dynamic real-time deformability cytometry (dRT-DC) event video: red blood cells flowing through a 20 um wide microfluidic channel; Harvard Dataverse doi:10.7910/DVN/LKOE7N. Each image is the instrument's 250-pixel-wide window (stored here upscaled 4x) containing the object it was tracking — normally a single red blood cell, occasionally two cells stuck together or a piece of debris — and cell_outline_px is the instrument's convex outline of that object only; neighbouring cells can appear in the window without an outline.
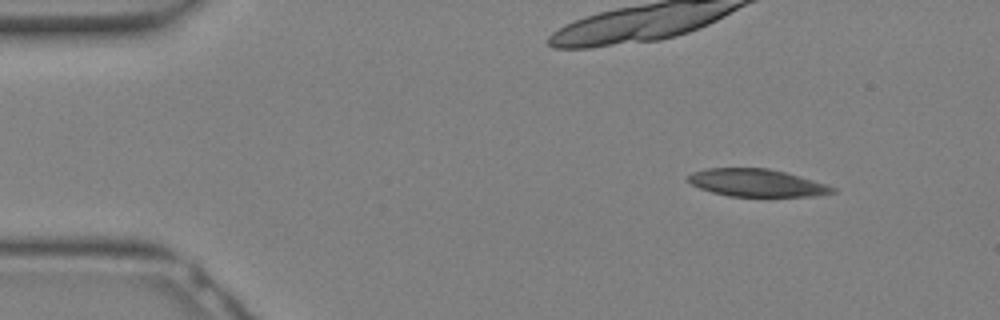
{"species": "Egyptian fruit bat (a non-hibernating species)", "species_latin": "Rousettus aegyptiacus", "temperature_condition": "warm", "stored_images_in_passage": 16, "camera_frame_rate_fps": 3000, "um_per_image_px": 0.085, "animal": {"sex": "female"}, "frame": {"image": 1, "passage_image": 3, "time_ms": 0.667, "image_size_px": [1000, 320], "cell_outline_px": [[836, 192], [816, 196], [728, 196], [712, 192], [700, 188], [684, 180], [692, 172], [708, 168], [768, 168], [784, 172], [812, 180], [836, 188]], "centroid_in_image_um": [64.27, 15.54], "position_along_channel_um": 20.7, "area_um2": 23.0}}
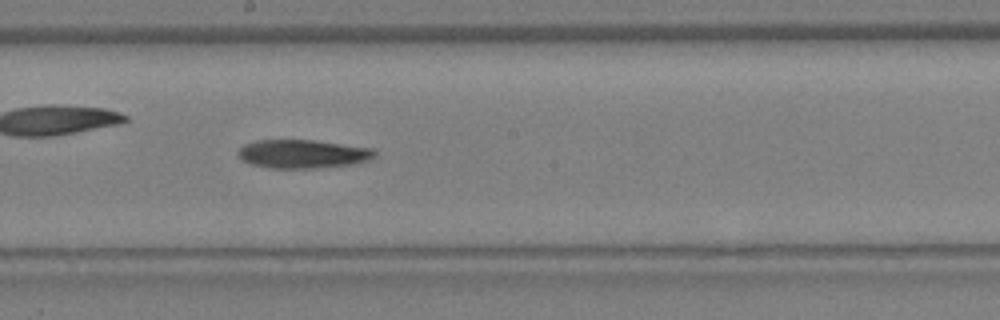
{"frame": {"image": 2, "passage_image": 16, "time_ms": 5.0, "image_size_px": [1000, 320], "cell_outline_px": [[376, 156], [368, 160], [352, 164], [308, 168], [272, 168], [252, 164], [244, 160], [236, 152], [244, 144], [256, 140], [316, 140], [376, 148]], "centroid_in_image_um": [25.78, 13.06], "position_along_channel_um": 222.4, "area_um2": 22.72}}